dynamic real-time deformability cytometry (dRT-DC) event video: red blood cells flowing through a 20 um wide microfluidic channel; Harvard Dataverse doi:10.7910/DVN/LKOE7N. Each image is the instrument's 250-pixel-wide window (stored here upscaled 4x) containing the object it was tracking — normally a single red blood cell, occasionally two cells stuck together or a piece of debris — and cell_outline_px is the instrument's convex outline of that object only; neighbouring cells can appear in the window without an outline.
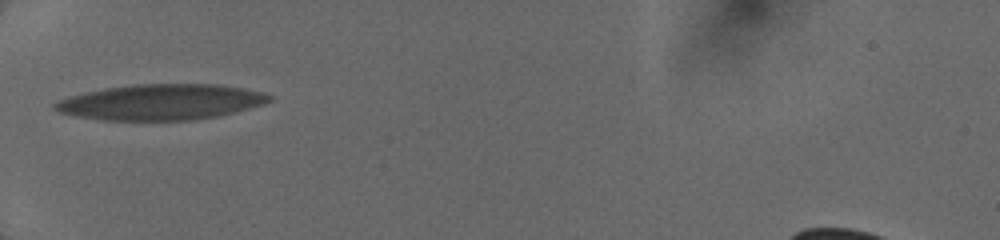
{"species": "human", "species_latin": "Homo sapiens", "temperature_condition": "cold", "stored_images_in_passage": 2, "camera_frame_rate_fps": 3000, "um_per_image_px": 0.085, "donor": {"sex": "female"}, "frame": {"image": 1, "passage_image": 1, "time_ms": 0.0, "image_size_px": [1000, 240], "cell_outline_px": [[272, 100], [264, 104], [236, 112], [216, 116], [192, 120], [100, 120], [76, 116], [60, 112], [52, 108], [52, 104], [60, 100], [72, 96], [104, 88], [136, 84], [216, 84], [240, 88], [260, 92], [272, 96]], "centroid_in_image_um": [13.68, 8.68], "position_along_channel_um": 71.3, "area_um2": 44.27}}